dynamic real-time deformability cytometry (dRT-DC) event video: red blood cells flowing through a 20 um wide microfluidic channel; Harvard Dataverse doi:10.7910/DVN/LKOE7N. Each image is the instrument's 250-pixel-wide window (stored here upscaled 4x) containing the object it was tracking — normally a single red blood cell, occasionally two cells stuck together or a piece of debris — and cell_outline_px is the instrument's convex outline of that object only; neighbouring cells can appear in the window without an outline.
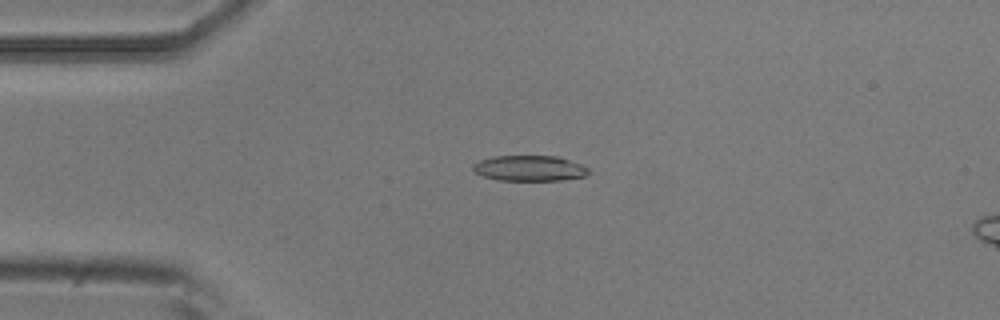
{"species": "common noctule bat (a hibernating species)", "species_latin": "Nyctalus noctula", "temperature_condition": "room temperature", "stored_images_in_passage": 4, "camera_frame_rate_fps": 3000, "um_per_image_px": 0.085, "animal": {"sex": "male", "body_mass_g": 20.5, "forearm_length_mm": 52.5}, "frame": {"image": 1, "passage_image": 2, "time_ms": 0.333, "image_size_px": [1000, 320], "cell_outline_px": [[588, 172], [584, 176], [560, 180], [500, 180], [484, 176], [476, 172], [472, 168], [472, 164], [480, 160], [492, 156], [560, 156], [580, 164], [588, 168]], "centroid_in_image_um": [44.99, 14.29], "position_along_channel_um": 40.0, "area_um2": 17.05}}